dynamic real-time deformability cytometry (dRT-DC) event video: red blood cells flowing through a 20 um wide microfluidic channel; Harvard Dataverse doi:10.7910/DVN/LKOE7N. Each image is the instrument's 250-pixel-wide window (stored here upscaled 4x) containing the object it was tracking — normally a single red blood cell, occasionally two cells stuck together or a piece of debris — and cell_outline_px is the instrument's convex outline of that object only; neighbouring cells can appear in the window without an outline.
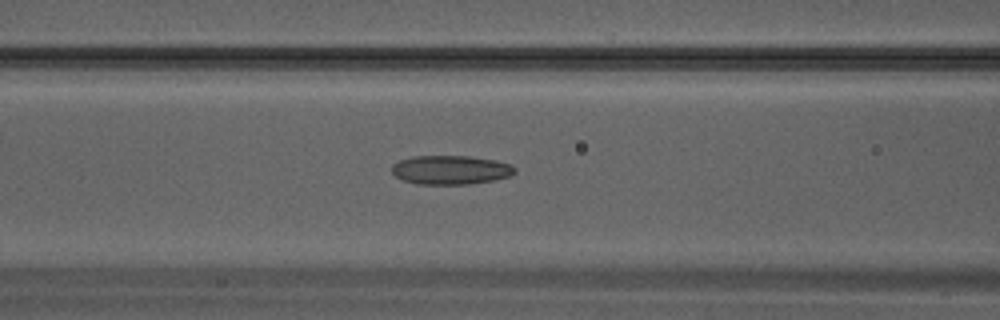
{"species": "Egyptian fruit bat (a non-hibernating species)", "species_latin": "Rousettus aegyptiacus", "temperature_condition": "warm", "stored_images_in_passage": 27, "camera_frame_rate_fps": 3000, "um_per_image_px": 0.085, "animal": {"sex": "male"}, "frame": {"image": 1, "passage_image": 8, "time_ms": 2.333, "image_size_px": [1000, 320], "cell_outline_px": [[516, 172], [508, 176], [492, 180], [468, 184], [416, 184], [404, 180], [396, 176], [392, 172], [392, 164], [400, 160], [412, 156], [468, 156], [496, 160], [512, 164], [516, 168]], "centroid_in_image_um": [38.31, 14.43], "position_along_channel_um": 128.3, "area_um2": 20.75}}
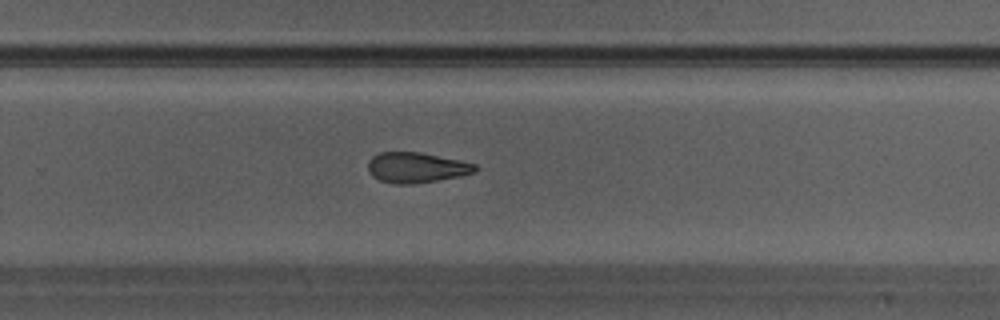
{"frame": {"image": 2, "passage_image": 16, "time_ms": 5.0, "image_size_px": [1000, 320], "cell_outline_px": [[476, 172], [460, 176], [412, 184], [396, 184], [380, 180], [372, 176], [368, 172], [368, 160], [372, 156], [380, 152], [420, 152], [460, 160], [476, 164]], "centroid_in_image_um": [35.37, 14.23], "position_along_channel_um": 294.4, "area_um2": 18.96}}
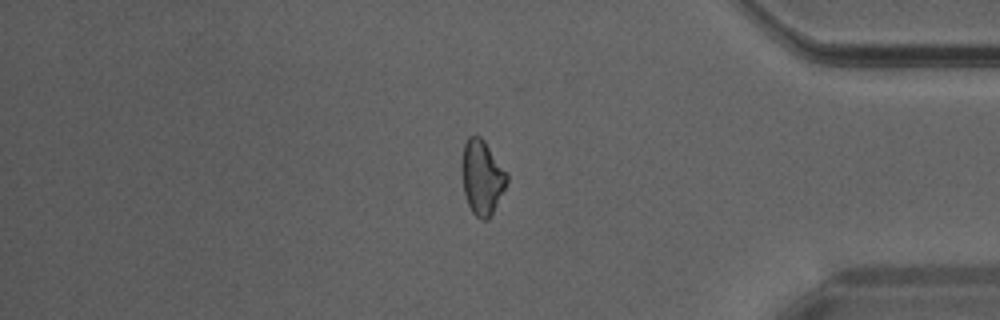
{"frame": {"image": 3, "passage_image": 22, "time_ms": 7.0, "image_size_px": [1000, 320], "cell_outline_px": [[508, 184], [488, 220], [480, 220], [472, 212], [468, 204], [464, 192], [460, 168], [460, 164], [464, 144], [468, 136], [480, 136], [484, 140], [508, 172]], "centroid_in_image_um": [40.97, 15.06], "position_along_channel_um": 394.2, "area_um2": 20.0}}